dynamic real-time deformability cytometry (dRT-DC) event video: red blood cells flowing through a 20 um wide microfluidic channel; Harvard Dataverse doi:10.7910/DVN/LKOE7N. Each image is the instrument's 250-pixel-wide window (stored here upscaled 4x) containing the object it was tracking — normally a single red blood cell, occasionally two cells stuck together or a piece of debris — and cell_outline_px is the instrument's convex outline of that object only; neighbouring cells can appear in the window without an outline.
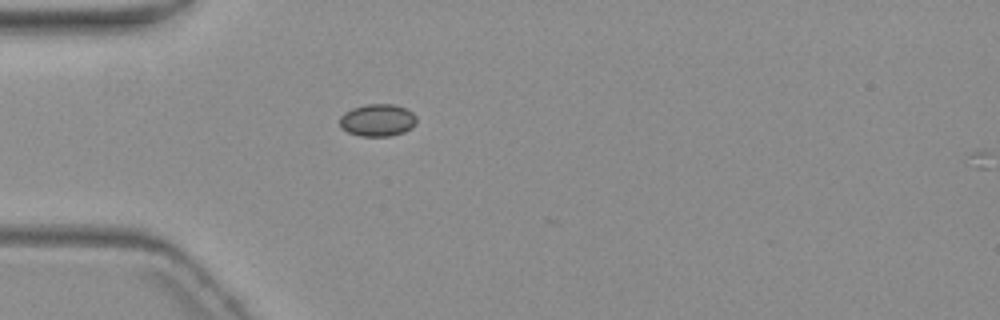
{"species": "common noctule bat (a hibernating species)", "species_latin": "Nyctalus noctula", "temperature_condition": "warm", "stored_images_in_passage": 1, "camera_frame_rate_fps": 3000, "um_per_image_px": 0.085, "animal": {"sex": "female", "body_mass_g": 19.3, "forearm_length_mm": 54.1}, "frame": {"image": 1, "passage_image": 1, "time_ms": 0.0, "image_size_px": [1000, 320], "cell_outline_px": [[416, 124], [404, 132], [388, 136], [360, 136], [348, 132], [340, 128], [340, 116], [344, 112], [352, 108], [364, 104], [392, 104], [404, 108], [412, 112], [416, 116]], "centroid_in_image_um": [32.06, 10.21], "position_along_channel_um": 52.9, "area_um2": 14.51}}